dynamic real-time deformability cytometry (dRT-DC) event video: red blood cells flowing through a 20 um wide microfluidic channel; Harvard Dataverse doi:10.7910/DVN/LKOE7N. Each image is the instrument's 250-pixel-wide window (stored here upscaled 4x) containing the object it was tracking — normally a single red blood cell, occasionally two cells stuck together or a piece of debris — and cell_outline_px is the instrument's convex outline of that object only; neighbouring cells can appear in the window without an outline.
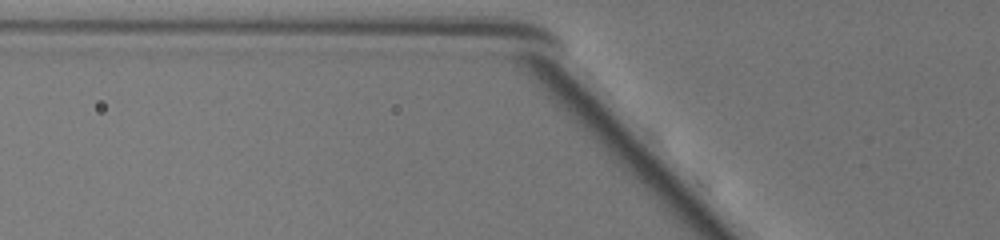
{"species": "common noctule bat (a hibernating species)", "species_latin": "Nyctalus noctula", "temperature_condition": "warm", "stored_images_in_passage": 4, "camera_frame_rate_fps": 3000, "um_per_image_px": 0.085, "animal": {"sex": "female", "body_mass_g": 19.5, "forearm_length_mm": 54.1}, "frame": {"image": 1, "passage_image": 4, "time_ms": 1.0, "image_size_px": [1000, 240], "cell_outline_px": [[744, 112], [732, 116], [676, 60], [660, 28], [664, 16], [684, 24], [740, 76], [744, 100]], "centroid_in_image_um": [59.9, 5.6], "position_along_channel_um": 65.9, "area_um2": 24.28}}